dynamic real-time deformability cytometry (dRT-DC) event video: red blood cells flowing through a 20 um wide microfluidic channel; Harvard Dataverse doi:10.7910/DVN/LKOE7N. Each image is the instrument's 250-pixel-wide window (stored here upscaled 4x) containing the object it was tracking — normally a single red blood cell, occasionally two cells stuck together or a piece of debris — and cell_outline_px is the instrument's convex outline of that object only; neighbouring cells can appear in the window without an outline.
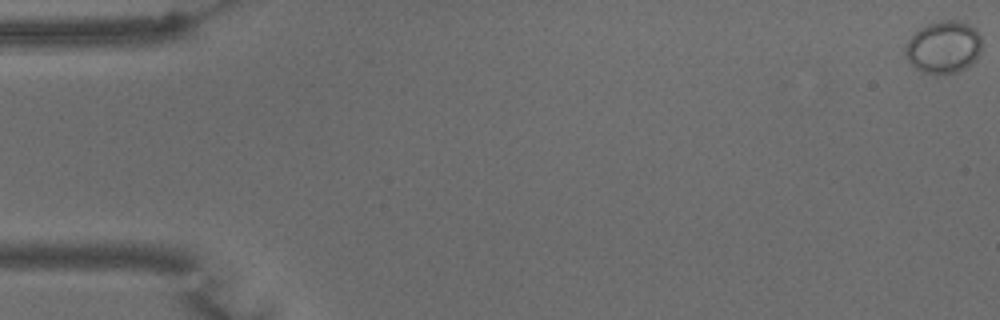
{"species": "common noctule bat (a hibernating species)", "species_latin": "Nyctalus noctula", "temperature_condition": "warm", "stored_images_in_passage": 9, "camera_frame_rate_fps": 3000, "um_per_image_px": 0.085, "animal": {"sex": "male", "body_mass_g": 15.6}, "frame": {"image": 1, "passage_image": 1, "time_ms": 0.0, "image_size_px": [1000, 320], "cell_outline_px": [[980, 52], [976, 60], [972, 64], [956, 72], [920, 72], [908, 60], [904, 52], [904, 48], [908, 40], [920, 28], [928, 24], [944, 20], [956, 20], [968, 24], [976, 28], [980, 36]], "centroid_in_image_um": [80.2, 3.98], "position_along_channel_um": 4.8, "area_um2": 23.0}}